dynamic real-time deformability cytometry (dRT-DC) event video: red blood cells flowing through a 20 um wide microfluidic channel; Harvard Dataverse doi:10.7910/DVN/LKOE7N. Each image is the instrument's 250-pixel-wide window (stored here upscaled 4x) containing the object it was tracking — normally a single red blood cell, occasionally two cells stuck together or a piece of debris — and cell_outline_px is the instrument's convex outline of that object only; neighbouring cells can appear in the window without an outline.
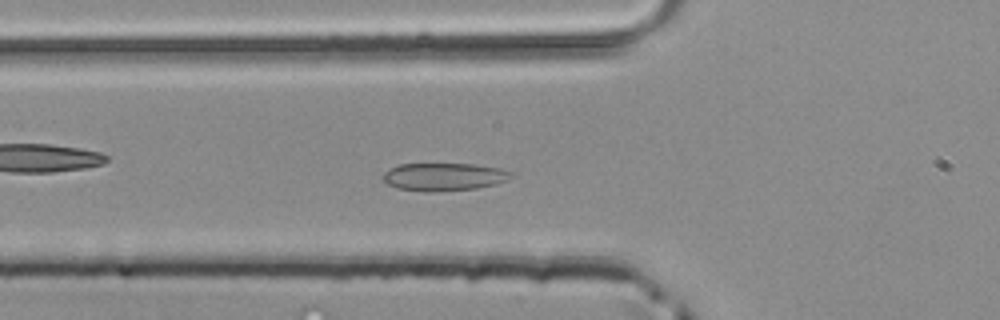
{"species": "common noctule bat (a hibernating species)", "species_latin": "Nyctalus noctula", "temperature_condition": "room temperature", "stored_images_in_passage": 40, "camera_frame_rate_fps": 3000, "um_per_image_px": 0.085, "animal": {"sex": "male", "body_mass_g": 20.4}, "frame": {"image": 1, "passage_image": 8, "time_ms": 2.333, "image_size_px": [1000, 320], "cell_outline_px": [[516, 176], [508, 180], [496, 184], [476, 188], [436, 192], [424, 192], [396, 188], [388, 184], [384, 180], [384, 172], [388, 168], [400, 164], [476, 164], [500, 168], [512, 172]], "centroid_in_image_um": [37.77, 15.03], "position_along_channel_um": 88.0, "area_um2": 21.04}}
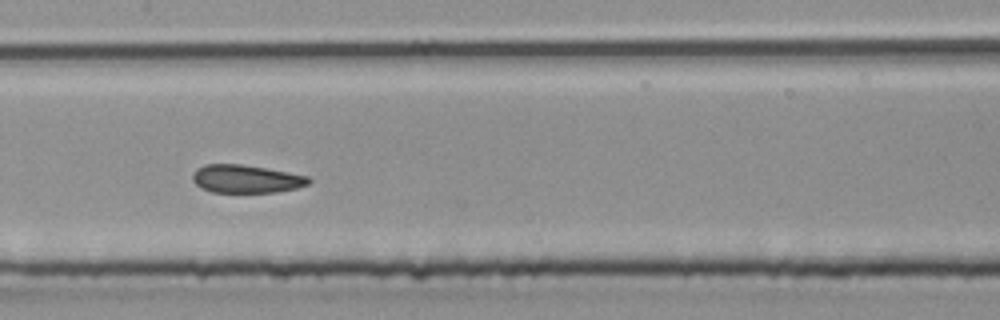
{"frame": {"image": 2, "passage_image": 15, "time_ms": 4.667, "image_size_px": [1000, 320], "cell_outline_px": [[312, 180], [308, 184], [296, 188], [276, 192], [212, 192], [200, 188], [192, 180], [192, 172], [196, 168], [204, 164], [240, 164], [288, 172], [308, 176]], "centroid_in_image_um": [20.88, 15.2], "position_along_channel_um": 186.5, "area_um2": 19.02}}
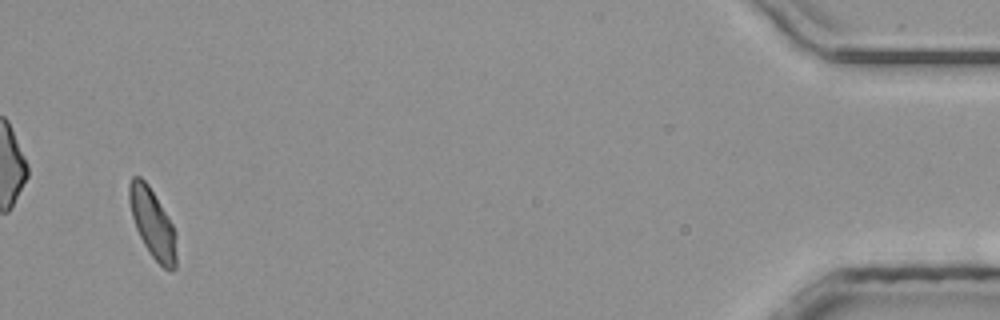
{"frame": {"image": 3, "passage_image": 38, "time_ms": 12.333, "image_size_px": [1000, 320], "cell_outline_px": [[176, 268], [172, 272], [164, 268], [152, 256], [144, 244], [136, 228], [132, 216], [128, 200], [128, 184], [132, 176], [140, 176], [148, 184], [168, 216], [176, 232]], "centroid_in_image_um": [12.97, 18.97], "position_along_channel_um": 422.2, "area_um2": 19.02}}